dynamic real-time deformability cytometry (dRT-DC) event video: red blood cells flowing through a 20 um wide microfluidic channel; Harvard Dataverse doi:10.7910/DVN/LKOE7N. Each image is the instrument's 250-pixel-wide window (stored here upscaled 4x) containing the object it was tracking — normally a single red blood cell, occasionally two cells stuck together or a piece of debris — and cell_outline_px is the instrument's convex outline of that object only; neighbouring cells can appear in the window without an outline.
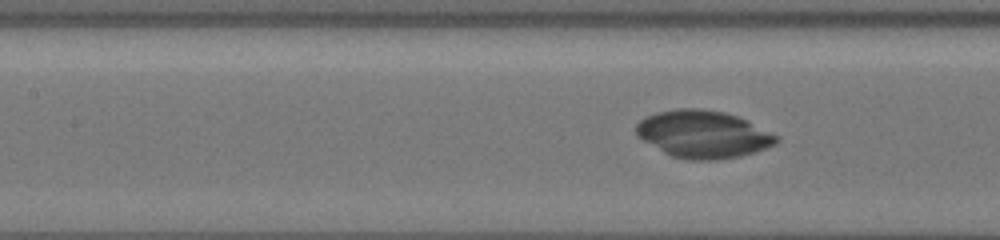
{"species": "common noctule bat (a hibernating species)", "species_latin": "Nyctalus noctula", "temperature_condition": "cold", "stored_images_in_passage": 41, "camera_frame_rate_fps": 3000, "um_per_image_px": 0.085, "animal": {"sex": "female", "body_mass_g": 19.5, "forearm_length_mm": 54.1}, "frame": {"image": 1, "passage_image": 13, "time_ms": 4.0, "image_size_px": [1000, 240], "cell_outline_px": [[776, 140], [772, 144], [748, 152], [732, 156], [676, 156], [668, 152], [640, 136], [636, 132], [636, 128], [644, 120], [652, 116], [664, 112], [720, 112], [744, 120], [776, 136]], "centroid_in_image_um": [59.79, 11.4], "position_along_channel_um": 147.6, "area_um2": 33.7}}
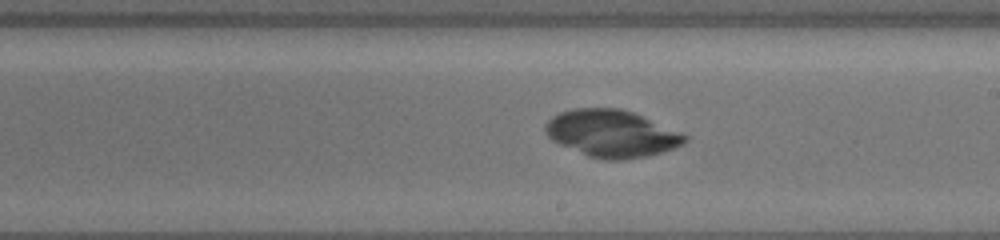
{"frame": {"image": 2, "passage_image": 20, "time_ms": 6.333, "image_size_px": [1000, 240], "cell_outline_px": [[684, 140], [680, 144], [656, 152], [636, 156], [596, 156], [556, 140], [548, 132], [548, 124], [556, 116], [564, 112], [584, 108], [612, 108], [628, 112], [684, 136]], "centroid_in_image_um": [51.96, 11.28], "position_along_channel_um": 237.0, "area_um2": 33.58}}
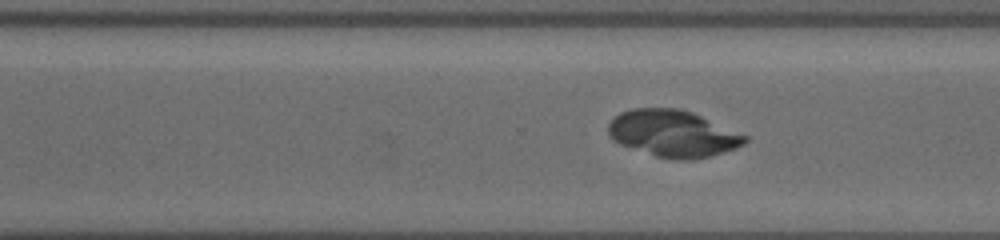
{"frame": {"image": 3, "passage_image": 26, "time_ms": 8.333, "image_size_px": [1000, 240], "cell_outline_px": [[748, 140], [732, 148], [708, 156], [660, 156], [624, 144], [616, 140], [612, 136], [608, 128], [612, 120], [616, 116], [624, 112], [636, 108], [672, 108], [688, 112], [744, 136]], "centroid_in_image_um": [57.13, 11.3], "position_along_channel_um": 313.5, "area_um2": 34.04}}